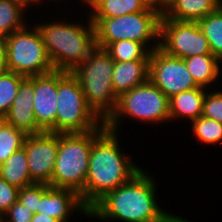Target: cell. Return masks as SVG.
Masks as SVG:
<instances>
[{
	"instance_id": "8fae6325",
	"label": "cell",
	"mask_w": 222,
	"mask_h": 222,
	"mask_svg": "<svg viewBox=\"0 0 222 222\" xmlns=\"http://www.w3.org/2000/svg\"><path fill=\"white\" fill-rule=\"evenodd\" d=\"M149 80L168 98L199 87L184 59L168 55L159 47L150 52Z\"/></svg>"
},
{
	"instance_id": "4316f807",
	"label": "cell",
	"mask_w": 222,
	"mask_h": 222,
	"mask_svg": "<svg viewBox=\"0 0 222 222\" xmlns=\"http://www.w3.org/2000/svg\"><path fill=\"white\" fill-rule=\"evenodd\" d=\"M190 123L192 135H194L199 142L204 143V146L207 144L215 146V144L222 142L221 123L203 116L192 120Z\"/></svg>"
},
{
	"instance_id": "6da1fadb",
	"label": "cell",
	"mask_w": 222,
	"mask_h": 222,
	"mask_svg": "<svg viewBox=\"0 0 222 222\" xmlns=\"http://www.w3.org/2000/svg\"><path fill=\"white\" fill-rule=\"evenodd\" d=\"M142 168L129 181L107 193L90 210L89 219L122 222H192L161 209L157 182Z\"/></svg>"
},
{
	"instance_id": "8992f818",
	"label": "cell",
	"mask_w": 222,
	"mask_h": 222,
	"mask_svg": "<svg viewBox=\"0 0 222 222\" xmlns=\"http://www.w3.org/2000/svg\"><path fill=\"white\" fill-rule=\"evenodd\" d=\"M161 16L160 9L149 6L145 11L114 18L90 17L96 46L105 49L112 42L132 40L141 42L151 52L159 47Z\"/></svg>"
},
{
	"instance_id": "83f0119b",
	"label": "cell",
	"mask_w": 222,
	"mask_h": 222,
	"mask_svg": "<svg viewBox=\"0 0 222 222\" xmlns=\"http://www.w3.org/2000/svg\"><path fill=\"white\" fill-rule=\"evenodd\" d=\"M202 116L222 124V91L206 90Z\"/></svg>"
},
{
	"instance_id": "7402d4cb",
	"label": "cell",
	"mask_w": 222,
	"mask_h": 222,
	"mask_svg": "<svg viewBox=\"0 0 222 222\" xmlns=\"http://www.w3.org/2000/svg\"><path fill=\"white\" fill-rule=\"evenodd\" d=\"M26 13L10 0H0V41H5L9 34L22 29L29 23L25 21Z\"/></svg>"
},
{
	"instance_id": "ac0fdd59",
	"label": "cell",
	"mask_w": 222,
	"mask_h": 222,
	"mask_svg": "<svg viewBox=\"0 0 222 222\" xmlns=\"http://www.w3.org/2000/svg\"><path fill=\"white\" fill-rule=\"evenodd\" d=\"M205 88L197 87L183 91L169 98L170 122L180 119L191 122L202 116ZM178 118V119H177Z\"/></svg>"
},
{
	"instance_id": "9a60e30c",
	"label": "cell",
	"mask_w": 222,
	"mask_h": 222,
	"mask_svg": "<svg viewBox=\"0 0 222 222\" xmlns=\"http://www.w3.org/2000/svg\"><path fill=\"white\" fill-rule=\"evenodd\" d=\"M34 76L26 77L19 85L14 99L4 120L10 125L24 131L27 135L44 132L37 124L33 110Z\"/></svg>"
},
{
	"instance_id": "e575fe53",
	"label": "cell",
	"mask_w": 222,
	"mask_h": 222,
	"mask_svg": "<svg viewBox=\"0 0 222 222\" xmlns=\"http://www.w3.org/2000/svg\"><path fill=\"white\" fill-rule=\"evenodd\" d=\"M60 1H63V0H56V2H60ZM64 1H67V0H64ZM98 0H80V3L85 5L86 7L88 6V10H90L92 8V6L97 2Z\"/></svg>"
},
{
	"instance_id": "30bf717a",
	"label": "cell",
	"mask_w": 222,
	"mask_h": 222,
	"mask_svg": "<svg viewBox=\"0 0 222 222\" xmlns=\"http://www.w3.org/2000/svg\"><path fill=\"white\" fill-rule=\"evenodd\" d=\"M159 48L168 55L185 59L212 54L208 39L197 22L175 21L161 16Z\"/></svg>"
},
{
	"instance_id": "f1b7e54d",
	"label": "cell",
	"mask_w": 222,
	"mask_h": 222,
	"mask_svg": "<svg viewBox=\"0 0 222 222\" xmlns=\"http://www.w3.org/2000/svg\"><path fill=\"white\" fill-rule=\"evenodd\" d=\"M19 190L0 177V217L18 201Z\"/></svg>"
},
{
	"instance_id": "4dcf8cb0",
	"label": "cell",
	"mask_w": 222,
	"mask_h": 222,
	"mask_svg": "<svg viewBox=\"0 0 222 222\" xmlns=\"http://www.w3.org/2000/svg\"><path fill=\"white\" fill-rule=\"evenodd\" d=\"M33 212L17 201L0 217L1 222H30Z\"/></svg>"
},
{
	"instance_id": "1f68e13d",
	"label": "cell",
	"mask_w": 222,
	"mask_h": 222,
	"mask_svg": "<svg viewBox=\"0 0 222 222\" xmlns=\"http://www.w3.org/2000/svg\"><path fill=\"white\" fill-rule=\"evenodd\" d=\"M10 1L12 3L18 5L19 7H21L24 11H27V13H28L29 9L32 8L31 7L32 5L33 6H36V5L39 6V4H41V3H43V1H47V0H10ZM48 1L49 2H51V1L56 2V0H51V1L48 0Z\"/></svg>"
},
{
	"instance_id": "4fadbf2b",
	"label": "cell",
	"mask_w": 222,
	"mask_h": 222,
	"mask_svg": "<svg viewBox=\"0 0 222 222\" xmlns=\"http://www.w3.org/2000/svg\"><path fill=\"white\" fill-rule=\"evenodd\" d=\"M72 212L83 213V216L89 217V210L83 205L76 191L40 183V201L37 213L54 217L60 222H69L70 217H73L74 214Z\"/></svg>"
},
{
	"instance_id": "ffe728a7",
	"label": "cell",
	"mask_w": 222,
	"mask_h": 222,
	"mask_svg": "<svg viewBox=\"0 0 222 222\" xmlns=\"http://www.w3.org/2000/svg\"><path fill=\"white\" fill-rule=\"evenodd\" d=\"M0 177L19 189L34 184L24 147L14 152L0 165Z\"/></svg>"
},
{
	"instance_id": "f546056e",
	"label": "cell",
	"mask_w": 222,
	"mask_h": 222,
	"mask_svg": "<svg viewBox=\"0 0 222 222\" xmlns=\"http://www.w3.org/2000/svg\"><path fill=\"white\" fill-rule=\"evenodd\" d=\"M18 201L33 213H37L40 201V183L21 188L18 194Z\"/></svg>"
},
{
	"instance_id": "5bb4252c",
	"label": "cell",
	"mask_w": 222,
	"mask_h": 222,
	"mask_svg": "<svg viewBox=\"0 0 222 222\" xmlns=\"http://www.w3.org/2000/svg\"><path fill=\"white\" fill-rule=\"evenodd\" d=\"M57 70L34 76L33 110L38 126L45 132L56 133Z\"/></svg>"
},
{
	"instance_id": "cb8c5ba5",
	"label": "cell",
	"mask_w": 222,
	"mask_h": 222,
	"mask_svg": "<svg viewBox=\"0 0 222 222\" xmlns=\"http://www.w3.org/2000/svg\"><path fill=\"white\" fill-rule=\"evenodd\" d=\"M105 50L114 61L129 62L134 60H149L150 51L138 41L120 40L110 43Z\"/></svg>"
},
{
	"instance_id": "44dd1931",
	"label": "cell",
	"mask_w": 222,
	"mask_h": 222,
	"mask_svg": "<svg viewBox=\"0 0 222 222\" xmlns=\"http://www.w3.org/2000/svg\"><path fill=\"white\" fill-rule=\"evenodd\" d=\"M150 5L145 0H98L89 10L90 17H119L145 11Z\"/></svg>"
},
{
	"instance_id": "d4e9b609",
	"label": "cell",
	"mask_w": 222,
	"mask_h": 222,
	"mask_svg": "<svg viewBox=\"0 0 222 222\" xmlns=\"http://www.w3.org/2000/svg\"><path fill=\"white\" fill-rule=\"evenodd\" d=\"M27 134L4 121L0 125V165L24 145Z\"/></svg>"
},
{
	"instance_id": "2e32d148",
	"label": "cell",
	"mask_w": 222,
	"mask_h": 222,
	"mask_svg": "<svg viewBox=\"0 0 222 222\" xmlns=\"http://www.w3.org/2000/svg\"><path fill=\"white\" fill-rule=\"evenodd\" d=\"M149 80V60L114 61L112 85L119 97L122 93Z\"/></svg>"
},
{
	"instance_id": "9c48e42d",
	"label": "cell",
	"mask_w": 222,
	"mask_h": 222,
	"mask_svg": "<svg viewBox=\"0 0 222 222\" xmlns=\"http://www.w3.org/2000/svg\"><path fill=\"white\" fill-rule=\"evenodd\" d=\"M29 23L7 36L8 71L25 77L44 75L55 69L48 57L39 31Z\"/></svg>"
},
{
	"instance_id": "8d00e7d4",
	"label": "cell",
	"mask_w": 222,
	"mask_h": 222,
	"mask_svg": "<svg viewBox=\"0 0 222 222\" xmlns=\"http://www.w3.org/2000/svg\"><path fill=\"white\" fill-rule=\"evenodd\" d=\"M170 1L172 0H160V10L162 11Z\"/></svg>"
},
{
	"instance_id": "52a82bcc",
	"label": "cell",
	"mask_w": 222,
	"mask_h": 222,
	"mask_svg": "<svg viewBox=\"0 0 222 222\" xmlns=\"http://www.w3.org/2000/svg\"><path fill=\"white\" fill-rule=\"evenodd\" d=\"M135 121L154 124H169V98L150 80L122 93L118 97L115 111L104 122L110 131L119 133L121 121ZM154 123V124H153Z\"/></svg>"
},
{
	"instance_id": "d6a6232c",
	"label": "cell",
	"mask_w": 222,
	"mask_h": 222,
	"mask_svg": "<svg viewBox=\"0 0 222 222\" xmlns=\"http://www.w3.org/2000/svg\"><path fill=\"white\" fill-rule=\"evenodd\" d=\"M8 71L7 47L5 41H0V73Z\"/></svg>"
},
{
	"instance_id": "d590c367",
	"label": "cell",
	"mask_w": 222,
	"mask_h": 222,
	"mask_svg": "<svg viewBox=\"0 0 222 222\" xmlns=\"http://www.w3.org/2000/svg\"><path fill=\"white\" fill-rule=\"evenodd\" d=\"M150 6L160 9V0H145Z\"/></svg>"
},
{
	"instance_id": "484cf974",
	"label": "cell",
	"mask_w": 222,
	"mask_h": 222,
	"mask_svg": "<svg viewBox=\"0 0 222 222\" xmlns=\"http://www.w3.org/2000/svg\"><path fill=\"white\" fill-rule=\"evenodd\" d=\"M25 78L11 71L0 73V116L4 117L9 112L18 94L19 85Z\"/></svg>"
},
{
	"instance_id": "836d02e7",
	"label": "cell",
	"mask_w": 222,
	"mask_h": 222,
	"mask_svg": "<svg viewBox=\"0 0 222 222\" xmlns=\"http://www.w3.org/2000/svg\"><path fill=\"white\" fill-rule=\"evenodd\" d=\"M30 222H60L54 217L47 216L42 213H34Z\"/></svg>"
},
{
	"instance_id": "e0dca14e",
	"label": "cell",
	"mask_w": 222,
	"mask_h": 222,
	"mask_svg": "<svg viewBox=\"0 0 222 222\" xmlns=\"http://www.w3.org/2000/svg\"><path fill=\"white\" fill-rule=\"evenodd\" d=\"M221 5L222 0H172L164 7L162 15L175 21L197 22Z\"/></svg>"
},
{
	"instance_id": "5b68a950",
	"label": "cell",
	"mask_w": 222,
	"mask_h": 222,
	"mask_svg": "<svg viewBox=\"0 0 222 222\" xmlns=\"http://www.w3.org/2000/svg\"><path fill=\"white\" fill-rule=\"evenodd\" d=\"M114 60L103 48L95 47L71 74L78 80L87 105L105 122L115 111L118 96L112 85Z\"/></svg>"
},
{
	"instance_id": "d6986e66",
	"label": "cell",
	"mask_w": 222,
	"mask_h": 222,
	"mask_svg": "<svg viewBox=\"0 0 222 222\" xmlns=\"http://www.w3.org/2000/svg\"><path fill=\"white\" fill-rule=\"evenodd\" d=\"M189 73L193 77L195 83L202 88H212L210 84L216 85L217 80L221 78L222 71L220 64L222 63L213 54L195 55L184 59ZM216 82V83H214Z\"/></svg>"
},
{
	"instance_id": "3957f363",
	"label": "cell",
	"mask_w": 222,
	"mask_h": 222,
	"mask_svg": "<svg viewBox=\"0 0 222 222\" xmlns=\"http://www.w3.org/2000/svg\"><path fill=\"white\" fill-rule=\"evenodd\" d=\"M87 14V20L68 22L57 20L37 23L48 57L55 70L71 72L88 58L96 47L95 28ZM84 21H87L84 25Z\"/></svg>"
},
{
	"instance_id": "74e56055",
	"label": "cell",
	"mask_w": 222,
	"mask_h": 222,
	"mask_svg": "<svg viewBox=\"0 0 222 222\" xmlns=\"http://www.w3.org/2000/svg\"><path fill=\"white\" fill-rule=\"evenodd\" d=\"M4 117L0 116V125L4 122Z\"/></svg>"
},
{
	"instance_id": "277c9868",
	"label": "cell",
	"mask_w": 222,
	"mask_h": 222,
	"mask_svg": "<svg viewBox=\"0 0 222 222\" xmlns=\"http://www.w3.org/2000/svg\"><path fill=\"white\" fill-rule=\"evenodd\" d=\"M106 129L103 122L85 133H58V152L50 187L76 191L84 205V185L93 141Z\"/></svg>"
},
{
	"instance_id": "7c38bea8",
	"label": "cell",
	"mask_w": 222,
	"mask_h": 222,
	"mask_svg": "<svg viewBox=\"0 0 222 222\" xmlns=\"http://www.w3.org/2000/svg\"><path fill=\"white\" fill-rule=\"evenodd\" d=\"M23 147L32 181L49 185L58 152V133L44 131L29 134L26 136Z\"/></svg>"
},
{
	"instance_id": "603a6c76",
	"label": "cell",
	"mask_w": 222,
	"mask_h": 222,
	"mask_svg": "<svg viewBox=\"0 0 222 222\" xmlns=\"http://www.w3.org/2000/svg\"><path fill=\"white\" fill-rule=\"evenodd\" d=\"M197 23L208 39L212 54L222 62V5Z\"/></svg>"
},
{
	"instance_id": "ba28073f",
	"label": "cell",
	"mask_w": 222,
	"mask_h": 222,
	"mask_svg": "<svg viewBox=\"0 0 222 222\" xmlns=\"http://www.w3.org/2000/svg\"><path fill=\"white\" fill-rule=\"evenodd\" d=\"M56 133H85L103 121L87 105L78 80L71 72L57 70Z\"/></svg>"
},
{
	"instance_id": "7a4b0ae2",
	"label": "cell",
	"mask_w": 222,
	"mask_h": 222,
	"mask_svg": "<svg viewBox=\"0 0 222 222\" xmlns=\"http://www.w3.org/2000/svg\"><path fill=\"white\" fill-rule=\"evenodd\" d=\"M118 135L106 128L92 143L84 185V206L88 210L142 169L129 154L122 152Z\"/></svg>"
}]
</instances>
